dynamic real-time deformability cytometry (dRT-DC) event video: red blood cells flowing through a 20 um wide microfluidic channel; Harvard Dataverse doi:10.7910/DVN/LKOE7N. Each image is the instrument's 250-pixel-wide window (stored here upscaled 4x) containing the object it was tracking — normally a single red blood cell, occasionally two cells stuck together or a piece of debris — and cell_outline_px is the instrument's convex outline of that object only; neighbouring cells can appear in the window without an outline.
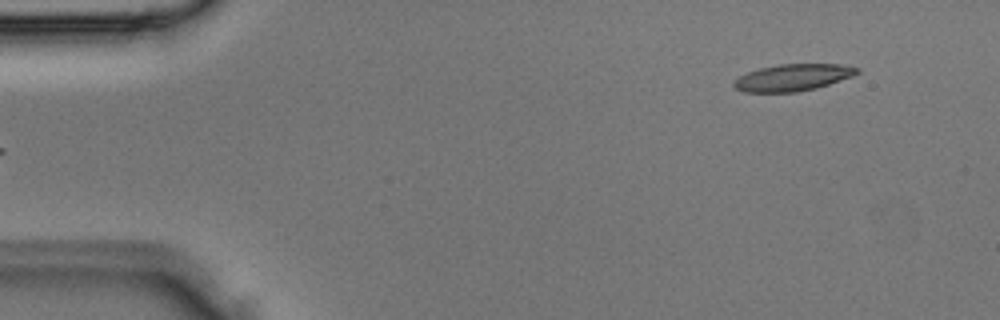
{"species": "Egyptian fruit bat (a non-hibernating species)", "species_latin": "Rousettus aegyptiacus", "temperature_condition": "room temperature", "stored_images_in_passage": 3, "segment_of_instrument_passage": [2, 2], "camera_frame_rate_fps": 3000, "um_per_image_px": 0.085, "animal": {"sex": "male"}, "frame": {"image": 1, "passage_image": 3, "time_ms": 0.667, "image_size_px": [1000, 320], "cell_outline_px": [[860, 72], [852, 76], [816, 88], [796, 92], [744, 92], [736, 88], [732, 84], [740, 76], [748, 72], [760, 68], [780, 64], [840, 64], [860, 68]], "centroid_in_image_um": [67.41, 6.58], "position_along_channel_um": 17.6, "area_um2": 19.07}}